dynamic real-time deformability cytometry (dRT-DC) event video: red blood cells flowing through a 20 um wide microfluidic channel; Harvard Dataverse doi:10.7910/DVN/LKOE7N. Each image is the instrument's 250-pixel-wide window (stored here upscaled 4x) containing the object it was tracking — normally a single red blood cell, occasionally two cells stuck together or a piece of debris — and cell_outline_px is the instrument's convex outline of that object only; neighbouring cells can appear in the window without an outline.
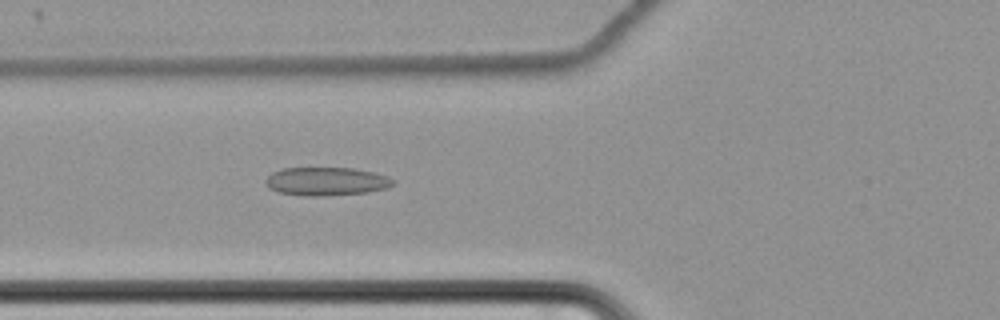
{"species": "common noctule bat (a hibernating species)", "species_latin": "Nyctalus noctula", "temperature_condition": "cold", "stored_images_in_passage": 64, "camera_frame_rate_fps": 3000, "um_per_image_px": 0.085, "animal": {"sex": "female", "body_mass_g": 22.7, "forearm_length_mm": 54.2}, "frame": {"image": 1, "passage_image": 27, "time_ms": 8.667, "image_size_px": [1000, 320], "cell_outline_px": [[396, 180], [388, 188], [368, 192], [320, 196], [304, 196], [280, 192], [268, 188], [264, 180], [272, 172], [284, 168], [356, 168], [388, 176]], "centroid_in_image_um": [27.74, 15.41], "position_along_channel_um": 98.1, "area_um2": 21.1}}
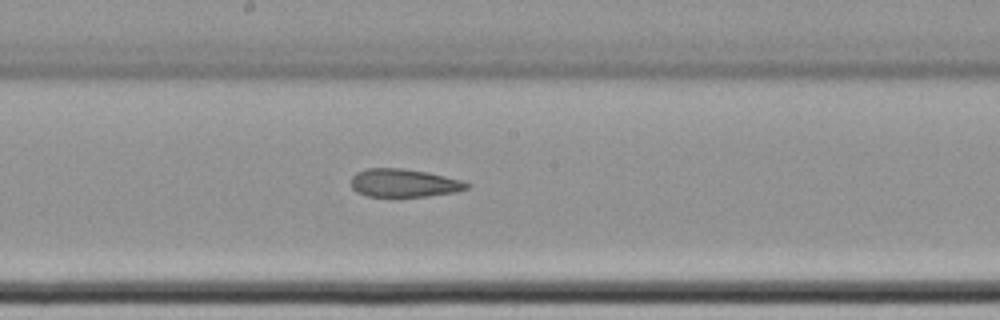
{"frame": {"image": 2, "passage_image": 37, "time_ms": 12.0, "image_size_px": [1000, 320], "cell_outline_px": [[472, 184], [468, 188], [456, 192], [428, 196], [368, 196], [356, 192], [352, 188], [352, 176], [356, 172], [368, 168], [404, 168], [428, 172], [460, 180]], "centroid_in_image_um": [34.34, 15.55], "position_along_channel_um": 213.9, "area_um2": 18.96}}
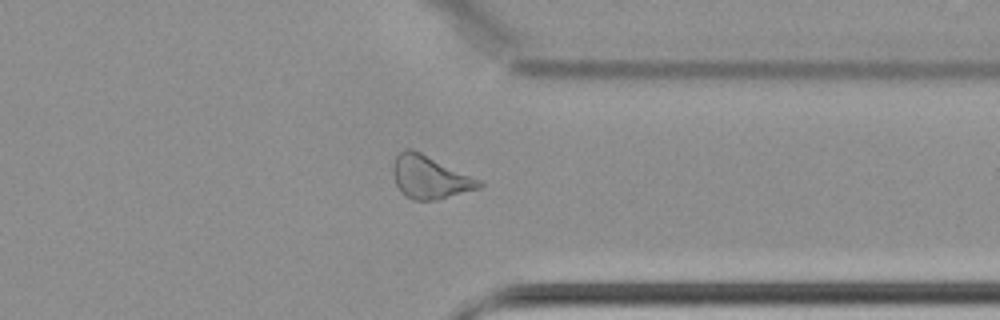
{"frame": {"image": 3, "passage_image": 51, "time_ms": 16.667, "image_size_px": [1000, 320], "cell_outline_px": [[484, 184], [480, 188], [436, 200], [412, 200], [404, 196], [396, 184], [392, 172], [392, 168], [396, 156], [404, 148], [412, 148], [480, 180]], "centroid_in_image_um": [36.5, 15.06], "position_along_channel_um": 374.9, "area_um2": 21.44}}